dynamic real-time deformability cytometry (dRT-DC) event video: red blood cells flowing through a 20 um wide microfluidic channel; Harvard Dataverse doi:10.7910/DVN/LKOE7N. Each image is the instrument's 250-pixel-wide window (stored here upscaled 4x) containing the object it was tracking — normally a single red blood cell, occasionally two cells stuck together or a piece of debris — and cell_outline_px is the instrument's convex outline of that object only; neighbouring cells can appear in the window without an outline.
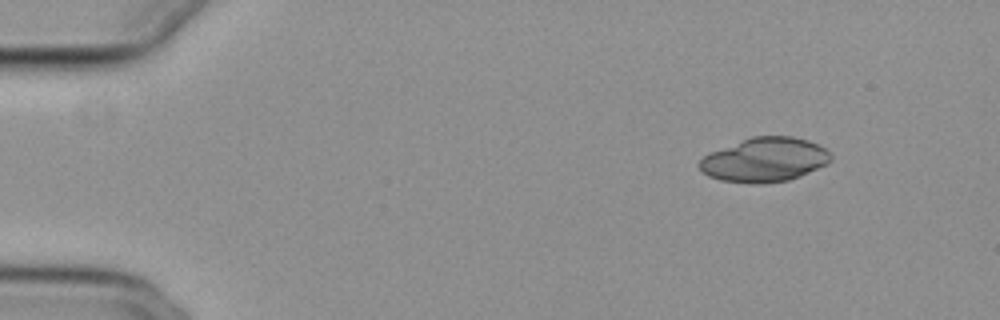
{"species": "common noctule bat (a hibernating species)", "species_latin": "Nyctalus noctula", "temperature_condition": "cold", "stored_images_in_passage": 16, "camera_frame_rate_fps": 3000, "um_per_image_px": 0.085, "animal": {"sex": "female", "body_mass_g": 29.2, "forearm_length_mm": 56.3}, "frame": {"image": 1, "passage_image": 1, "time_ms": 0.0, "image_size_px": [1000, 320], "cell_outline_px": [[832, 160], [828, 164], [800, 176], [788, 180], [760, 184], [752, 184], [720, 180], [708, 176], [696, 164], [704, 156], [712, 152], [752, 136], [792, 136], [808, 140], [820, 144], [832, 156]], "centroid_in_image_um": [65.02, 13.59], "position_along_channel_um": 20.0, "area_um2": 33.87}}